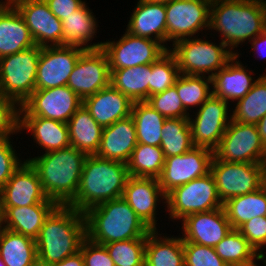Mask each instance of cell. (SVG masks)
Masks as SVG:
<instances>
[{"label": "cell", "instance_id": "cell-34", "mask_svg": "<svg viewBox=\"0 0 266 266\" xmlns=\"http://www.w3.org/2000/svg\"><path fill=\"white\" fill-rule=\"evenodd\" d=\"M223 207L232 228L238 229L254 217L266 216V188L263 185L251 193L232 197Z\"/></svg>", "mask_w": 266, "mask_h": 266}, {"label": "cell", "instance_id": "cell-30", "mask_svg": "<svg viewBox=\"0 0 266 266\" xmlns=\"http://www.w3.org/2000/svg\"><path fill=\"white\" fill-rule=\"evenodd\" d=\"M161 235L158 230L148 233L144 266H185L182 237Z\"/></svg>", "mask_w": 266, "mask_h": 266}, {"label": "cell", "instance_id": "cell-41", "mask_svg": "<svg viewBox=\"0 0 266 266\" xmlns=\"http://www.w3.org/2000/svg\"><path fill=\"white\" fill-rule=\"evenodd\" d=\"M147 239H130L104 244L115 266H144Z\"/></svg>", "mask_w": 266, "mask_h": 266}, {"label": "cell", "instance_id": "cell-55", "mask_svg": "<svg viewBox=\"0 0 266 266\" xmlns=\"http://www.w3.org/2000/svg\"><path fill=\"white\" fill-rule=\"evenodd\" d=\"M18 1H21V0H5V1L1 0L0 2L4 4L12 5Z\"/></svg>", "mask_w": 266, "mask_h": 266}, {"label": "cell", "instance_id": "cell-57", "mask_svg": "<svg viewBox=\"0 0 266 266\" xmlns=\"http://www.w3.org/2000/svg\"><path fill=\"white\" fill-rule=\"evenodd\" d=\"M0 266H6L1 258H0Z\"/></svg>", "mask_w": 266, "mask_h": 266}, {"label": "cell", "instance_id": "cell-8", "mask_svg": "<svg viewBox=\"0 0 266 266\" xmlns=\"http://www.w3.org/2000/svg\"><path fill=\"white\" fill-rule=\"evenodd\" d=\"M165 211L172 220H183L187 215L208 212L223 207L215 179L211 172L174 188L166 195Z\"/></svg>", "mask_w": 266, "mask_h": 266}, {"label": "cell", "instance_id": "cell-29", "mask_svg": "<svg viewBox=\"0 0 266 266\" xmlns=\"http://www.w3.org/2000/svg\"><path fill=\"white\" fill-rule=\"evenodd\" d=\"M97 23L94 13L84 2L62 21L63 46H76L84 50L102 48L103 42L91 43L97 36V27H99Z\"/></svg>", "mask_w": 266, "mask_h": 266}, {"label": "cell", "instance_id": "cell-37", "mask_svg": "<svg viewBox=\"0 0 266 266\" xmlns=\"http://www.w3.org/2000/svg\"><path fill=\"white\" fill-rule=\"evenodd\" d=\"M231 108L232 120L242 124H257L266 115V73L259 75L246 96Z\"/></svg>", "mask_w": 266, "mask_h": 266}, {"label": "cell", "instance_id": "cell-26", "mask_svg": "<svg viewBox=\"0 0 266 266\" xmlns=\"http://www.w3.org/2000/svg\"><path fill=\"white\" fill-rule=\"evenodd\" d=\"M35 45L30 30L17 9L0 2V58Z\"/></svg>", "mask_w": 266, "mask_h": 266}, {"label": "cell", "instance_id": "cell-38", "mask_svg": "<svg viewBox=\"0 0 266 266\" xmlns=\"http://www.w3.org/2000/svg\"><path fill=\"white\" fill-rule=\"evenodd\" d=\"M165 162L160 146L138 143L126 163L132 177L159 178Z\"/></svg>", "mask_w": 266, "mask_h": 266}, {"label": "cell", "instance_id": "cell-43", "mask_svg": "<svg viewBox=\"0 0 266 266\" xmlns=\"http://www.w3.org/2000/svg\"><path fill=\"white\" fill-rule=\"evenodd\" d=\"M146 102L166 119L189 118L190 116V113L185 111L174 85L161 93L150 96Z\"/></svg>", "mask_w": 266, "mask_h": 266}, {"label": "cell", "instance_id": "cell-46", "mask_svg": "<svg viewBox=\"0 0 266 266\" xmlns=\"http://www.w3.org/2000/svg\"><path fill=\"white\" fill-rule=\"evenodd\" d=\"M11 136L0 137V189L7 183L13 173L23 164L11 144Z\"/></svg>", "mask_w": 266, "mask_h": 266}, {"label": "cell", "instance_id": "cell-32", "mask_svg": "<svg viewBox=\"0 0 266 266\" xmlns=\"http://www.w3.org/2000/svg\"><path fill=\"white\" fill-rule=\"evenodd\" d=\"M69 139L72 147L88 155H96L103 128L82 105L68 121Z\"/></svg>", "mask_w": 266, "mask_h": 266}, {"label": "cell", "instance_id": "cell-35", "mask_svg": "<svg viewBox=\"0 0 266 266\" xmlns=\"http://www.w3.org/2000/svg\"><path fill=\"white\" fill-rule=\"evenodd\" d=\"M214 248L228 266H258L256 262L260 260L266 266L265 259L237 229H232Z\"/></svg>", "mask_w": 266, "mask_h": 266}, {"label": "cell", "instance_id": "cell-10", "mask_svg": "<svg viewBox=\"0 0 266 266\" xmlns=\"http://www.w3.org/2000/svg\"><path fill=\"white\" fill-rule=\"evenodd\" d=\"M210 172L222 203L232 197L256 191L264 183V164L224 162L213 156Z\"/></svg>", "mask_w": 266, "mask_h": 266}, {"label": "cell", "instance_id": "cell-53", "mask_svg": "<svg viewBox=\"0 0 266 266\" xmlns=\"http://www.w3.org/2000/svg\"><path fill=\"white\" fill-rule=\"evenodd\" d=\"M146 1L166 5L167 3L171 2L172 0H146Z\"/></svg>", "mask_w": 266, "mask_h": 266}, {"label": "cell", "instance_id": "cell-5", "mask_svg": "<svg viewBox=\"0 0 266 266\" xmlns=\"http://www.w3.org/2000/svg\"><path fill=\"white\" fill-rule=\"evenodd\" d=\"M86 237L107 244L130 239H147L151 231L121 197L96 205L84 212Z\"/></svg>", "mask_w": 266, "mask_h": 266}, {"label": "cell", "instance_id": "cell-9", "mask_svg": "<svg viewBox=\"0 0 266 266\" xmlns=\"http://www.w3.org/2000/svg\"><path fill=\"white\" fill-rule=\"evenodd\" d=\"M214 156L224 162L264 164L266 147L256 124H242L231 120Z\"/></svg>", "mask_w": 266, "mask_h": 266}, {"label": "cell", "instance_id": "cell-1", "mask_svg": "<svg viewBox=\"0 0 266 266\" xmlns=\"http://www.w3.org/2000/svg\"><path fill=\"white\" fill-rule=\"evenodd\" d=\"M266 29V0H212L209 30L220 33L235 55V47L250 42Z\"/></svg>", "mask_w": 266, "mask_h": 266}, {"label": "cell", "instance_id": "cell-18", "mask_svg": "<svg viewBox=\"0 0 266 266\" xmlns=\"http://www.w3.org/2000/svg\"><path fill=\"white\" fill-rule=\"evenodd\" d=\"M25 21L37 46H63V26L44 0H21L12 4Z\"/></svg>", "mask_w": 266, "mask_h": 266}, {"label": "cell", "instance_id": "cell-51", "mask_svg": "<svg viewBox=\"0 0 266 266\" xmlns=\"http://www.w3.org/2000/svg\"><path fill=\"white\" fill-rule=\"evenodd\" d=\"M51 266H85L82 253L79 250L74 255L68 256L64 260L53 263Z\"/></svg>", "mask_w": 266, "mask_h": 266}, {"label": "cell", "instance_id": "cell-50", "mask_svg": "<svg viewBox=\"0 0 266 266\" xmlns=\"http://www.w3.org/2000/svg\"><path fill=\"white\" fill-rule=\"evenodd\" d=\"M249 44H251V52L253 51L254 55L259 53V56L266 58V29L252 39ZM262 57L259 58L261 59Z\"/></svg>", "mask_w": 266, "mask_h": 266}, {"label": "cell", "instance_id": "cell-21", "mask_svg": "<svg viewBox=\"0 0 266 266\" xmlns=\"http://www.w3.org/2000/svg\"><path fill=\"white\" fill-rule=\"evenodd\" d=\"M182 224V240L215 247L233 229L224 207L187 215Z\"/></svg>", "mask_w": 266, "mask_h": 266}, {"label": "cell", "instance_id": "cell-27", "mask_svg": "<svg viewBox=\"0 0 266 266\" xmlns=\"http://www.w3.org/2000/svg\"><path fill=\"white\" fill-rule=\"evenodd\" d=\"M56 203H37L23 207H0V226L36 239L44 220Z\"/></svg>", "mask_w": 266, "mask_h": 266}, {"label": "cell", "instance_id": "cell-6", "mask_svg": "<svg viewBox=\"0 0 266 266\" xmlns=\"http://www.w3.org/2000/svg\"><path fill=\"white\" fill-rule=\"evenodd\" d=\"M169 51L175 56L180 74L212 77L223 68L235 54L221 41L196 37L175 42Z\"/></svg>", "mask_w": 266, "mask_h": 266}, {"label": "cell", "instance_id": "cell-22", "mask_svg": "<svg viewBox=\"0 0 266 266\" xmlns=\"http://www.w3.org/2000/svg\"><path fill=\"white\" fill-rule=\"evenodd\" d=\"M239 58V55H235L211 77L212 94L228 103L246 96L257 81L253 80V70L244 67Z\"/></svg>", "mask_w": 266, "mask_h": 266}, {"label": "cell", "instance_id": "cell-14", "mask_svg": "<svg viewBox=\"0 0 266 266\" xmlns=\"http://www.w3.org/2000/svg\"><path fill=\"white\" fill-rule=\"evenodd\" d=\"M116 41L103 42L102 49L107 54L110 69L152 64L168 51L156 40L137 37L127 31Z\"/></svg>", "mask_w": 266, "mask_h": 266}, {"label": "cell", "instance_id": "cell-49", "mask_svg": "<svg viewBox=\"0 0 266 266\" xmlns=\"http://www.w3.org/2000/svg\"><path fill=\"white\" fill-rule=\"evenodd\" d=\"M50 11L61 21L73 14L84 2L83 0H44Z\"/></svg>", "mask_w": 266, "mask_h": 266}, {"label": "cell", "instance_id": "cell-17", "mask_svg": "<svg viewBox=\"0 0 266 266\" xmlns=\"http://www.w3.org/2000/svg\"><path fill=\"white\" fill-rule=\"evenodd\" d=\"M83 48L76 46L41 47L37 66L36 90L67 85Z\"/></svg>", "mask_w": 266, "mask_h": 266}, {"label": "cell", "instance_id": "cell-20", "mask_svg": "<svg viewBox=\"0 0 266 266\" xmlns=\"http://www.w3.org/2000/svg\"><path fill=\"white\" fill-rule=\"evenodd\" d=\"M122 198L150 230L158 229L156 215L157 205L160 204L157 203L161 201L166 203L164 202L166 195L163 193L157 178L130 176L125 184Z\"/></svg>", "mask_w": 266, "mask_h": 266}, {"label": "cell", "instance_id": "cell-39", "mask_svg": "<svg viewBox=\"0 0 266 266\" xmlns=\"http://www.w3.org/2000/svg\"><path fill=\"white\" fill-rule=\"evenodd\" d=\"M160 147L165 158L185 154L194 147L189 118H171L164 121Z\"/></svg>", "mask_w": 266, "mask_h": 266}, {"label": "cell", "instance_id": "cell-2", "mask_svg": "<svg viewBox=\"0 0 266 266\" xmlns=\"http://www.w3.org/2000/svg\"><path fill=\"white\" fill-rule=\"evenodd\" d=\"M85 238L84 213L68 205H57L35 239L38 259L50 265L60 262L77 253Z\"/></svg>", "mask_w": 266, "mask_h": 266}, {"label": "cell", "instance_id": "cell-7", "mask_svg": "<svg viewBox=\"0 0 266 266\" xmlns=\"http://www.w3.org/2000/svg\"><path fill=\"white\" fill-rule=\"evenodd\" d=\"M40 46L0 58V92L20 106L36 90Z\"/></svg>", "mask_w": 266, "mask_h": 266}, {"label": "cell", "instance_id": "cell-33", "mask_svg": "<svg viewBox=\"0 0 266 266\" xmlns=\"http://www.w3.org/2000/svg\"><path fill=\"white\" fill-rule=\"evenodd\" d=\"M0 258L6 266H31L38 259L35 239L0 226Z\"/></svg>", "mask_w": 266, "mask_h": 266}, {"label": "cell", "instance_id": "cell-54", "mask_svg": "<svg viewBox=\"0 0 266 266\" xmlns=\"http://www.w3.org/2000/svg\"><path fill=\"white\" fill-rule=\"evenodd\" d=\"M31 266H51V265L46 264L45 262H42L39 259H37Z\"/></svg>", "mask_w": 266, "mask_h": 266}, {"label": "cell", "instance_id": "cell-44", "mask_svg": "<svg viewBox=\"0 0 266 266\" xmlns=\"http://www.w3.org/2000/svg\"><path fill=\"white\" fill-rule=\"evenodd\" d=\"M185 266H228L215 248L183 240Z\"/></svg>", "mask_w": 266, "mask_h": 266}, {"label": "cell", "instance_id": "cell-23", "mask_svg": "<svg viewBox=\"0 0 266 266\" xmlns=\"http://www.w3.org/2000/svg\"><path fill=\"white\" fill-rule=\"evenodd\" d=\"M84 107L102 127L131 115L133 102L111 84L83 100Z\"/></svg>", "mask_w": 266, "mask_h": 266}, {"label": "cell", "instance_id": "cell-3", "mask_svg": "<svg viewBox=\"0 0 266 266\" xmlns=\"http://www.w3.org/2000/svg\"><path fill=\"white\" fill-rule=\"evenodd\" d=\"M42 154L26 161L38 172L47 198L68 205L78 191L87 155L72 146Z\"/></svg>", "mask_w": 266, "mask_h": 266}, {"label": "cell", "instance_id": "cell-56", "mask_svg": "<svg viewBox=\"0 0 266 266\" xmlns=\"http://www.w3.org/2000/svg\"><path fill=\"white\" fill-rule=\"evenodd\" d=\"M263 185L266 188V171H264V183H263Z\"/></svg>", "mask_w": 266, "mask_h": 266}, {"label": "cell", "instance_id": "cell-13", "mask_svg": "<svg viewBox=\"0 0 266 266\" xmlns=\"http://www.w3.org/2000/svg\"><path fill=\"white\" fill-rule=\"evenodd\" d=\"M83 100L67 85L35 90L20 106V116H39L68 123Z\"/></svg>", "mask_w": 266, "mask_h": 266}, {"label": "cell", "instance_id": "cell-45", "mask_svg": "<svg viewBox=\"0 0 266 266\" xmlns=\"http://www.w3.org/2000/svg\"><path fill=\"white\" fill-rule=\"evenodd\" d=\"M20 105L0 92V137L20 134Z\"/></svg>", "mask_w": 266, "mask_h": 266}, {"label": "cell", "instance_id": "cell-52", "mask_svg": "<svg viewBox=\"0 0 266 266\" xmlns=\"http://www.w3.org/2000/svg\"><path fill=\"white\" fill-rule=\"evenodd\" d=\"M262 143L266 147V115L256 124Z\"/></svg>", "mask_w": 266, "mask_h": 266}, {"label": "cell", "instance_id": "cell-19", "mask_svg": "<svg viewBox=\"0 0 266 266\" xmlns=\"http://www.w3.org/2000/svg\"><path fill=\"white\" fill-rule=\"evenodd\" d=\"M37 203L55 202L47 198L38 172L25 160L0 189V207H23Z\"/></svg>", "mask_w": 266, "mask_h": 266}, {"label": "cell", "instance_id": "cell-11", "mask_svg": "<svg viewBox=\"0 0 266 266\" xmlns=\"http://www.w3.org/2000/svg\"><path fill=\"white\" fill-rule=\"evenodd\" d=\"M212 0H172L165 5L167 42L196 37L198 32L209 30Z\"/></svg>", "mask_w": 266, "mask_h": 266}, {"label": "cell", "instance_id": "cell-4", "mask_svg": "<svg viewBox=\"0 0 266 266\" xmlns=\"http://www.w3.org/2000/svg\"><path fill=\"white\" fill-rule=\"evenodd\" d=\"M129 177L126 163L88 155L78 191L68 206L84 213L103 202L121 198Z\"/></svg>", "mask_w": 266, "mask_h": 266}, {"label": "cell", "instance_id": "cell-15", "mask_svg": "<svg viewBox=\"0 0 266 266\" xmlns=\"http://www.w3.org/2000/svg\"><path fill=\"white\" fill-rule=\"evenodd\" d=\"M110 77L105 51L102 48L84 50L69 76L67 86L84 100L110 85Z\"/></svg>", "mask_w": 266, "mask_h": 266}, {"label": "cell", "instance_id": "cell-47", "mask_svg": "<svg viewBox=\"0 0 266 266\" xmlns=\"http://www.w3.org/2000/svg\"><path fill=\"white\" fill-rule=\"evenodd\" d=\"M237 230L266 261V253L263 251L266 246V216L254 217L242 224Z\"/></svg>", "mask_w": 266, "mask_h": 266}, {"label": "cell", "instance_id": "cell-25", "mask_svg": "<svg viewBox=\"0 0 266 266\" xmlns=\"http://www.w3.org/2000/svg\"><path fill=\"white\" fill-rule=\"evenodd\" d=\"M126 30L137 37L156 40L166 47V10L164 4L138 0Z\"/></svg>", "mask_w": 266, "mask_h": 266}, {"label": "cell", "instance_id": "cell-36", "mask_svg": "<svg viewBox=\"0 0 266 266\" xmlns=\"http://www.w3.org/2000/svg\"><path fill=\"white\" fill-rule=\"evenodd\" d=\"M131 116L135 124L137 142L160 146L166 118L146 101L133 102Z\"/></svg>", "mask_w": 266, "mask_h": 266}, {"label": "cell", "instance_id": "cell-42", "mask_svg": "<svg viewBox=\"0 0 266 266\" xmlns=\"http://www.w3.org/2000/svg\"><path fill=\"white\" fill-rule=\"evenodd\" d=\"M180 75L175 56L168 50L152 63L150 75V96L161 93L175 85Z\"/></svg>", "mask_w": 266, "mask_h": 266}, {"label": "cell", "instance_id": "cell-24", "mask_svg": "<svg viewBox=\"0 0 266 266\" xmlns=\"http://www.w3.org/2000/svg\"><path fill=\"white\" fill-rule=\"evenodd\" d=\"M137 144L135 124L130 115L103 128L96 156L127 163Z\"/></svg>", "mask_w": 266, "mask_h": 266}, {"label": "cell", "instance_id": "cell-58", "mask_svg": "<svg viewBox=\"0 0 266 266\" xmlns=\"http://www.w3.org/2000/svg\"><path fill=\"white\" fill-rule=\"evenodd\" d=\"M264 171H266V158H265V162H264Z\"/></svg>", "mask_w": 266, "mask_h": 266}, {"label": "cell", "instance_id": "cell-28", "mask_svg": "<svg viewBox=\"0 0 266 266\" xmlns=\"http://www.w3.org/2000/svg\"><path fill=\"white\" fill-rule=\"evenodd\" d=\"M19 130L20 133L23 130L31 133L34 142L45 151L43 153L71 146L68 124L61 121L39 116H20Z\"/></svg>", "mask_w": 266, "mask_h": 266}, {"label": "cell", "instance_id": "cell-48", "mask_svg": "<svg viewBox=\"0 0 266 266\" xmlns=\"http://www.w3.org/2000/svg\"><path fill=\"white\" fill-rule=\"evenodd\" d=\"M80 251L85 266H115L106 247L89 240L87 237L82 241Z\"/></svg>", "mask_w": 266, "mask_h": 266}, {"label": "cell", "instance_id": "cell-16", "mask_svg": "<svg viewBox=\"0 0 266 266\" xmlns=\"http://www.w3.org/2000/svg\"><path fill=\"white\" fill-rule=\"evenodd\" d=\"M213 156V151L194 146L185 154L165 158L158 178L163 193L167 195L174 188L208 174Z\"/></svg>", "mask_w": 266, "mask_h": 266}, {"label": "cell", "instance_id": "cell-12", "mask_svg": "<svg viewBox=\"0 0 266 266\" xmlns=\"http://www.w3.org/2000/svg\"><path fill=\"white\" fill-rule=\"evenodd\" d=\"M230 104L213 94L189 116L192 142L196 147L215 151L232 120ZM230 114V115H229Z\"/></svg>", "mask_w": 266, "mask_h": 266}, {"label": "cell", "instance_id": "cell-31", "mask_svg": "<svg viewBox=\"0 0 266 266\" xmlns=\"http://www.w3.org/2000/svg\"><path fill=\"white\" fill-rule=\"evenodd\" d=\"M110 84L126 95L132 102L147 101L150 97L152 64L110 69Z\"/></svg>", "mask_w": 266, "mask_h": 266}, {"label": "cell", "instance_id": "cell-40", "mask_svg": "<svg viewBox=\"0 0 266 266\" xmlns=\"http://www.w3.org/2000/svg\"><path fill=\"white\" fill-rule=\"evenodd\" d=\"M174 86L187 113L212 95V79L208 76L180 74Z\"/></svg>", "mask_w": 266, "mask_h": 266}]
</instances>
